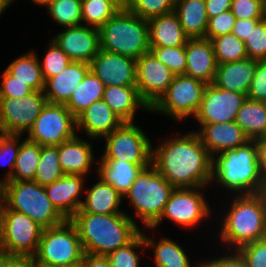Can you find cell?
<instances>
[{
    "label": "cell",
    "mask_w": 266,
    "mask_h": 267,
    "mask_svg": "<svg viewBox=\"0 0 266 267\" xmlns=\"http://www.w3.org/2000/svg\"><path fill=\"white\" fill-rule=\"evenodd\" d=\"M152 148V165L174 188L207 187L212 157L196 131L173 136Z\"/></svg>",
    "instance_id": "obj_1"
},
{
    "label": "cell",
    "mask_w": 266,
    "mask_h": 267,
    "mask_svg": "<svg viewBox=\"0 0 266 267\" xmlns=\"http://www.w3.org/2000/svg\"><path fill=\"white\" fill-rule=\"evenodd\" d=\"M213 181L238 195L266 191V178L258 163L257 140L212 157Z\"/></svg>",
    "instance_id": "obj_2"
},
{
    "label": "cell",
    "mask_w": 266,
    "mask_h": 267,
    "mask_svg": "<svg viewBox=\"0 0 266 267\" xmlns=\"http://www.w3.org/2000/svg\"><path fill=\"white\" fill-rule=\"evenodd\" d=\"M76 226L84 253L107 256L131 242L141 229L126 212L121 214L75 213Z\"/></svg>",
    "instance_id": "obj_3"
},
{
    "label": "cell",
    "mask_w": 266,
    "mask_h": 267,
    "mask_svg": "<svg viewBox=\"0 0 266 267\" xmlns=\"http://www.w3.org/2000/svg\"><path fill=\"white\" fill-rule=\"evenodd\" d=\"M223 214L220 240L237 250L243 245L266 238V191L235 195ZM231 246V247H230Z\"/></svg>",
    "instance_id": "obj_4"
},
{
    "label": "cell",
    "mask_w": 266,
    "mask_h": 267,
    "mask_svg": "<svg viewBox=\"0 0 266 267\" xmlns=\"http://www.w3.org/2000/svg\"><path fill=\"white\" fill-rule=\"evenodd\" d=\"M99 40L101 50L137 60L150 51L148 20L119 10L99 29Z\"/></svg>",
    "instance_id": "obj_5"
},
{
    "label": "cell",
    "mask_w": 266,
    "mask_h": 267,
    "mask_svg": "<svg viewBox=\"0 0 266 267\" xmlns=\"http://www.w3.org/2000/svg\"><path fill=\"white\" fill-rule=\"evenodd\" d=\"M2 201V209L26 214L44 229L67 220L51 203L44 186L34 180L4 182Z\"/></svg>",
    "instance_id": "obj_6"
},
{
    "label": "cell",
    "mask_w": 266,
    "mask_h": 267,
    "mask_svg": "<svg viewBox=\"0 0 266 267\" xmlns=\"http://www.w3.org/2000/svg\"><path fill=\"white\" fill-rule=\"evenodd\" d=\"M174 189L151 164L139 174L123 198H128L137 218L148 228L160 218Z\"/></svg>",
    "instance_id": "obj_7"
},
{
    "label": "cell",
    "mask_w": 266,
    "mask_h": 267,
    "mask_svg": "<svg viewBox=\"0 0 266 267\" xmlns=\"http://www.w3.org/2000/svg\"><path fill=\"white\" fill-rule=\"evenodd\" d=\"M84 251L75 224L64 223L43 229L34 258L40 267H78Z\"/></svg>",
    "instance_id": "obj_8"
},
{
    "label": "cell",
    "mask_w": 266,
    "mask_h": 267,
    "mask_svg": "<svg viewBox=\"0 0 266 267\" xmlns=\"http://www.w3.org/2000/svg\"><path fill=\"white\" fill-rule=\"evenodd\" d=\"M43 227L26 214L1 209L0 254L7 256H34Z\"/></svg>",
    "instance_id": "obj_9"
},
{
    "label": "cell",
    "mask_w": 266,
    "mask_h": 267,
    "mask_svg": "<svg viewBox=\"0 0 266 267\" xmlns=\"http://www.w3.org/2000/svg\"><path fill=\"white\" fill-rule=\"evenodd\" d=\"M207 87L205 82L185 74L175 75L167 91L150 108V112L164 114L175 121L195 116Z\"/></svg>",
    "instance_id": "obj_10"
},
{
    "label": "cell",
    "mask_w": 266,
    "mask_h": 267,
    "mask_svg": "<svg viewBox=\"0 0 266 267\" xmlns=\"http://www.w3.org/2000/svg\"><path fill=\"white\" fill-rule=\"evenodd\" d=\"M140 128L134 122H124L111 134L103 137L106 145L99 160L152 163L153 145Z\"/></svg>",
    "instance_id": "obj_11"
},
{
    "label": "cell",
    "mask_w": 266,
    "mask_h": 267,
    "mask_svg": "<svg viewBox=\"0 0 266 267\" xmlns=\"http://www.w3.org/2000/svg\"><path fill=\"white\" fill-rule=\"evenodd\" d=\"M75 130L77 131L76 117L65 104L47 102L32 128L25 134L27 140L40 146H59L75 137Z\"/></svg>",
    "instance_id": "obj_12"
},
{
    "label": "cell",
    "mask_w": 266,
    "mask_h": 267,
    "mask_svg": "<svg viewBox=\"0 0 266 267\" xmlns=\"http://www.w3.org/2000/svg\"><path fill=\"white\" fill-rule=\"evenodd\" d=\"M204 188H175L165 205L162 215L148 229L155 230L165 219L171 220L185 229L188 227L192 229V227L195 228L200 222L208 219L212 210L209 202H206L207 199L202 194L201 190Z\"/></svg>",
    "instance_id": "obj_13"
},
{
    "label": "cell",
    "mask_w": 266,
    "mask_h": 267,
    "mask_svg": "<svg viewBox=\"0 0 266 267\" xmlns=\"http://www.w3.org/2000/svg\"><path fill=\"white\" fill-rule=\"evenodd\" d=\"M47 104L43 91L24 97H0V133L24 135Z\"/></svg>",
    "instance_id": "obj_14"
},
{
    "label": "cell",
    "mask_w": 266,
    "mask_h": 267,
    "mask_svg": "<svg viewBox=\"0 0 266 267\" xmlns=\"http://www.w3.org/2000/svg\"><path fill=\"white\" fill-rule=\"evenodd\" d=\"M247 96L207 84L199 108L193 118L201 129L205 124L227 123L236 120L237 112Z\"/></svg>",
    "instance_id": "obj_15"
},
{
    "label": "cell",
    "mask_w": 266,
    "mask_h": 267,
    "mask_svg": "<svg viewBox=\"0 0 266 267\" xmlns=\"http://www.w3.org/2000/svg\"><path fill=\"white\" fill-rule=\"evenodd\" d=\"M136 75L139 96L149 108L167 91L175 76L150 51L136 60Z\"/></svg>",
    "instance_id": "obj_16"
},
{
    "label": "cell",
    "mask_w": 266,
    "mask_h": 267,
    "mask_svg": "<svg viewBox=\"0 0 266 267\" xmlns=\"http://www.w3.org/2000/svg\"><path fill=\"white\" fill-rule=\"evenodd\" d=\"M52 40L74 62L90 64L100 50L99 29L85 24L65 27Z\"/></svg>",
    "instance_id": "obj_17"
},
{
    "label": "cell",
    "mask_w": 266,
    "mask_h": 267,
    "mask_svg": "<svg viewBox=\"0 0 266 267\" xmlns=\"http://www.w3.org/2000/svg\"><path fill=\"white\" fill-rule=\"evenodd\" d=\"M90 70L105 86H136V59L99 50L90 63Z\"/></svg>",
    "instance_id": "obj_18"
},
{
    "label": "cell",
    "mask_w": 266,
    "mask_h": 267,
    "mask_svg": "<svg viewBox=\"0 0 266 267\" xmlns=\"http://www.w3.org/2000/svg\"><path fill=\"white\" fill-rule=\"evenodd\" d=\"M85 177L64 174L59 180L44 186L51 203L66 219H71L82 206L80 197L84 191Z\"/></svg>",
    "instance_id": "obj_19"
},
{
    "label": "cell",
    "mask_w": 266,
    "mask_h": 267,
    "mask_svg": "<svg viewBox=\"0 0 266 267\" xmlns=\"http://www.w3.org/2000/svg\"><path fill=\"white\" fill-rule=\"evenodd\" d=\"M186 73L185 75L195 78L206 84H212L217 62L211 40L206 38L189 39L185 44Z\"/></svg>",
    "instance_id": "obj_20"
},
{
    "label": "cell",
    "mask_w": 266,
    "mask_h": 267,
    "mask_svg": "<svg viewBox=\"0 0 266 267\" xmlns=\"http://www.w3.org/2000/svg\"><path fill=\"white\" fill-rule=\"evenodd\" d=\"M89 71L90 64L71 61L59 74L46 79L43 93L47 102L66 104Z\"/></svg>",
    "instance_id": "obj_21"
},
{
    "label": "cell",
    "mask_w": 266,
    "mask_h": 267,
    "mask_svg": "<svg viewBox=\"0 0 266 267\" xmlns=\"http://www.w3.org/2000/svg\"><path fill=\"white\" fill-rule=\"evenodd\" d=\"M197 133L211 157L250 141L235 121L205 124Z\"/></svg>",
    "instance_id": "obj_22"
},
{
    "label": "cell",
    "mask_w": 266,
    "mask_h": 267,
    "mask_svg": "<svg viewBox=\"0 0 266 267\" xmlns=\"http://www.w3.org/2000/svg\"><path fill=\"white\" fill-rule=\"evenodd\" d=\"M76 120L77 130H84L90 139H102L124 123L103 99L94 102Z\"/></svg>",
    "instance_id": "obj_23"
},
{
    "label": "cell",
    "mask_w": 266,
    "mask_h": 267,
    "mask_svg": "<svg viewBox=\"0 0 266 267\" xmlns=\"http://www.w3.org/2000/svg\"><path fill=\"white\" fill-rule=\"evenodd\" d=\"M257 62V60L246 58L219 64L212 84L215 87L247 96L256 71Z\"/></svg>",
    "instance_id": "obj_24"
},
{
    "label": "cell",
    "mask_w": 266,
    "mask_h": 267,
    "mask_svg": "<svg viewBox=\"0 0 266 267\" xmlns=\"http://www.w3.org/2000/svg\"><path fill=\"white\" fill-rule=\"evenodd\" d=\"M75 137L58 146L60 167L64 174L87 175L94 160L93 146L86 140Z\"/></svg>",
    "instance_id": "obj_25"
},
{
    "label": "cell",
    "mask_w": 266,
    "mask_h": 267,
    "mask_svg": "<svg viewBox=\"0 0 266 267\" xmlns=\"http://www.w3.org/2000/svg\"><path fill=\"white\" fill-rule=\"evenodd\" d=\"M150 47L185 46L190 39L173 11L148 19Z\"/></svg>",
    "instance_id": "obj_26"
},
{
    "label": "cell",
    "mask_w": 266,
    "mask_h": 267,
    "mask_svg": "<svg viewBox=\"0 0 266 267\" xmlns=\"http://www.w3.org/2000/svg\"><path fill=\"white\" fill-rule=\"evenodd\" d=\"M97 183L90 189H85L86 197L81 208L76 213L121 214L123 196L109 183L98 176Z\"/></svg>",
    "instance_id": "obj_27"
},
{
    "label": "cell",
    "mask_w": 266,
    "mask_h": 267,
    "mask_svg": "<svg viewBox=\"0 0 266 267\" xmlns=\"http://www.w3.org/2000/svg\"><path fill=\"white\" fill-rule=\"evenodd\" d=\"M97 175L112 185L123 197L139 174L152 163H129L121 160H99Z\"/></svg>",
    "instance_id": "obj_28"
},
{
    "label": "cell",
    "mask_w": 266,
    "mask_h": 267,
    "mask_svg": "<svg viewBox=\"0 0 266 267\" xmlns=\"http://www.w3.org/2000/svg\"><path fill=\"white\" fill-rule=\"evenodd\" d=\"M103 100L124 122H134L137 109L150 111L136 86H105Z\"/></svg>",
    "instance_id": "obj_29"
},
{
    "label": "cell",
    "mask_w": 266,
    "mask_h": 267,
    "mask_svg": "<svg viewBox=\"0 0 266 267\" xmlns=\"http://www.w3.org/2000/svg\"><path fill=\"white\" fill-rule=\"evenodd\" d=\"M174 12L190 39L205 38L208 17L204 0H176Z\"/></svg>",
    "instance_id": "obj_30"
},
{
    "label": "cell",
    "mask_w": 266,
    "mask_h": 267,
    "mask_svg": "<svg viewBox=\"0 0 266 267\" xmlns=\"http://www.w3.org/2000/svg\"><path fill=\"white\" fill-rule=\"evenodd\" d=\"M235 122L250 140L266 137V102L246 98L237 112Z\"/></svg>",
    "instance_id": "obj_31"
},
{
    "label": "cell",
    "mask_w": 266,
    "mask_h": 267,
    "mask_svg": "<svg viewBox=\"0 0 266 267\" xmlns=\"http://www.w3.org/2000/svg\"><path fill=\"white\" fill-rule=\"evenodd\" d=\"M144 241L146 248H151L154 252L156 267H192L183 247L174 240L164 236V238L155 241L144 234Z\"/></svg>",
    "instance_id": "obj_32"
},
{
    "label": "cell",
    "mask_w": 266,
    "mask_h": 267,
    "mask_svg": "<svg viewBox=\"0 0 266 267\" xmlns=\"http://www.w3.org/2000/svg\"><path fill=\"white\" fill-rule=\"evenodd\" d=\"M104 83L90 70L79 83L65 106L77 118L97 100L103 99Z\"/></svg>",
    "instance_id": "obj_33"
},
{
    "label": "cell",
    "mask_w": 266,
    "mask_h": 267,
    "mask_svg": "<svg viewBox=\"0 0 266 267\" xmlns=\"http://www.w3.org/2000/svg\"><path fill=\"white\" fill-rule=\"evenodd\" d=\"M37 55L33 51L21 55L13 60L6 70L33 91H43L45 79Z\"/></svg>",
    "instance_id": "obj_34"
},
{
    "label": "cell",
    "mask_w": 266,
    "mask_h": 267,
    "mask_svg": "<svg viewBox=\"0 0 266 267\" xmlns=\"http://www.w3.org/2000/svg\"><path fill=\"white\" fill-rule=\"evenodd\" d=\"M125 8L126 1L82 0V23L100 29L119 10Z\"/></svg>",
    "instance_id": "obj_35"
},
{
    "label": "cell",
    "mask_w": 266,
    "mask_h": 267,
    "mask_svg": "<svg viewBox=\"0 0 266 267\" xmlns=\"http://www.w3.org/2000/svg\"><path fill=\"white\" fill-rule=\"evenodd\" d=\"M40 154L41 146L25 138L16 158L13 175L8 181L34 180Z\"/></svg>",
    "instance_id": "obj_36"
},
{
    "label": "cell",
    "mask_w": 266,
    "mask_h": 267,
    "mask_svg": "<svg viewBox=\"0 0 266 267\" xmlns=\"http://www.w3.org/2000/svg\"><path fill=\"white\" fill-rule=\"evenodd\" d=\"M64 175L58 156V146H41V154L36 168L34 181L46 186Z\"/></svg>",
    "instance_id": "obj_37"
},
{
    "label": "cell",
    "mask_w": 266,
    "mask_h": 267,
    "mask_svg": "<svg viewBox=\"0 0 266 267\" xmlns=\"http://www.w3.org/2000/svg\"><path fill=\"white\" fill-rule=\"evenodd\" d=\"M217 65L248 58L244 41L234 34H225L211 39Z\"/></svg>",
    "instance_id": "obj_38"
},
{
    "label": "cell",
    "mask_w": 266,
    "mask_h": 267,
    "mask_svg": "<svg viewBox=\"0 0 266 267\" xmlns=\"http://www.w3.org/2000/svg\"><path fill=\"white\" fill-rule=\"evenodd\" d=\"M46 9L63 28L82 24V0H52Z\"/></svg>",
    "instance_id": "obj_39"
},
{
    "label": "cell",
    "mask_w": 266,
    "mask_h": 267,
    "mask_svg": "<svg viewBox=\"0 0 266 267\" xmlns=\"http://www.w3.org/2000/svg\"><path fill=\"white\" fill-rule=\"evenodd\" d=\"M138 248V249H137ZM142 249L145 253L146 244L144 241V232H140L131 242L125 246L119 247L107 255L111 267H140V256L138 251Z\"/></svg>",
    "instance_id": "obj_40"
},
{
    "label": "cell",
    "mask_w": 266,
    "mask_h": 267,
    "mask_svg": "<svg viewBox=\"0 0 266 267\" xmlns=\"http://www.w3.org/2000/svg\"><path fill=\"white\" fill-rule=\"evenodd\" d=\"M150 52L175 75L186 73L185 46L178 47H150Z\"/></svg>",
    "instance_id": "obj_41"
},
{
    "label": "cell",
    "mask_w": 266,
    "mask_h": 267,
    "mask_svg": "<svg viewBox=\"0 0 266 267\" xmlns=\"http://www.w3.org/2000/svg\"><path fill=\"white\" fill-rule=\"evenodd\" d=\"M175 2L176 0H133L127 8L135 15L148 20L173 12Z\"/></svg>",
    "instance_id": "obj_42"
},
{
    "label": "cell",
    "mask_w": 266,
    "mask_h": 267,
    "mask_svg": "<svg viewBox=\"0 0 266 267\" xmlns=\"http://www.w3.org/2000/svg\"><path fill=\"white\" fill-rule=\"evenodd\" d=\"M23 135L0 133V166L8 165L9 169L2 179L3 183L8 181L15 167L22 142L19 140Z\"/></svg>",
    "instance_id": "obj_43"
},
{
    "label": "cell",
    "mask_w": 266,
    "mask_h": 267,
    "mask_svg": "<svg viewBox=\"0 0 266 267\" xmlns=\"http://www.w3.org/2000/svg\"><path fill=\"white\" fill-rule=\"evenodd\" d=\"M48 48L43 61L39 59L45 80L59 74L71 62L65 52L53 40L50 41Z\"/></svg>",
    "instance_id": "obj_44"
},
{
    "label": "cell",
    "mask_w": 266,
    "mask_h": 267,
    "mask_svg": "<svg viewBox=\"0 0 266 267\" xmlns=\"http://www.w3.org/2000/svg\"><path fill=\"white\" fill-rule=\"evenodd\" d=\"M244 43L248 58L257 61L266 60V17L252 28Z\"/></svg>",
    "instance_id": "obj_45"
},
{
    "label": "cell",
    "mask_w": 266,
    "mask_h": 267,
    "mask_svg": "<svg viewBox=\"0 0 266 267\" xmlns=\"http://www.w3.org/2000/svg\"><path fill=\"white\" fill-rule=\"evenodd\" d=\"M231 12L236 19L265 18V0H232Z\"/></svg>",
    "instance_id": "obj_46"
},
{
    "label": "cell",
    "mask_w": 266,
    "mask_h": 267,
    "mask_svg": "<svg viewBox=\"0 0 266 267\" xmlns=\"http://www.w3.org/2000/svg\"><path fill=\"white\" fill-rule=\"evenodd\" d=\"M236 251L247 267H266V238L243 245Z\"/></svg>",
    "instance_id": "obj_47"
},
{
    "label": "cell",
    "mask_w": 266,
    "mask_h": 267,
    "mask_svg": "<svg viewBox=\"0 0 266 267\" xmlns=\"http://www.w3.org/2000/svg\"><path fill=\"white\" fill-rule=\"evenodd\" d=\"M235 22L236 17L231 10L223 12L216 17L209 18L205 38L211 40L225 34H230Z\"/></svg>",
    "instance_id": "obj_48"
},
{
    "label": "cell",
    "mask_w": 266,
    "mask_h": 267,
    "mask_svg": "<svg viewBox=\"0 0 266 267\" xmlns=\"http://www.w3.org/2000/svg\"><path fill=\"white\" fill-rule=\"evenodd\" d=\"M0 97H24L33 92L26 83L17 80L6 69L1 74Z\"/></svg>",
    "instance_id": "obj_49"
},
{
    "label": "cell",
    "mask_w": 266,
    "mask_h": 267,
    "mask_svg": "<svg viewBox=\"0 0 266 267\" xmlns=\"http://www.w3.org/2000/svg\"><path fill=\"white\" fill-rule=\"evenodd\" d=\"M247 98L252 101L266 102V60L257 62Z\"/></svg>",
    "instance_id": "obj_50"
},
{
    "label": "cell",
    "mask_w": 266,
    "mask_h": 267,
    "mask_svg": "<svg viewBox=\"0 0 266 267\" xmlns=\"http://www.w3.org/2000/svg\"><path fill=\"white\" fill-rule=\"evenodd\" d=\"M200 264L203 267H247L246 263L244 262L243 258L240 256V254L236 250H232L230 255H223L222 257H219L215 259L200 262Z\"/></svg>",
    "instance_id": "obj_51"
},
{
    "label": "cell",
    "mask_w": 266,
    "mask_h": 267,
    "mask_svg": "<svg viewBox=\"0 0 266 267\" xmlns=\"http://www.w3.org/2000/svg\"><path fill=\"white\" fill-rule=\"evenodd\" d=\"M0 267H40L34 256H7L0 254Z\"/></svg>",
    "instance_id": "obj_52"
},
{
    "label": "cell",
    "mask_w": 266,
    "mask_h": 267,
    "mask_svg": "<svg viewBox=\"0 0 266 267\" xmlns=\"http://www.w3.org/2000/svg\"><path fill=\"white\" fill-rule=\"evenodd\" d=\"M263 18H251V19H236V22L232 29V34L237 36L240 40L244 41L251 33L252 28L262 20Z\"/></svg>",
    "instance_id": "obj_53"
},
{
    "label": "cell",
    "mask_w": 266,
    "mask_h": 267,
    "mask_svg": "<svg viewBox=\"0 0 266 267\" xmlns=\"http://www.w3.org/2000/svg\"><path fill=\"white\" fill-rule=\"evenodd\" d=\"M207 17L213 18L231 9L232 0H204Z\"/></svg>",
    "instance_id": "obj_54"
},
{
    "label": "cell",
    "mask_w": 266,
    "mask_h": 267,
    "mask_svg": "<svg viewBox=\"0 0 266 267\" xmlns=\"http://www.w3.org/2000/svg\"><path fill=\"white\" fill-rule=\"evenodd\" d=\"M79 267H111L107 256L84 253Z\"/></svg>",
    "instance_id": "obj_55"
},
{
    "label": "cell",
    "mask_w": 266,
    "mask_h": 267,
    "mask_svg": "<svg viewBox=\"0 0 266 267\" xmlns=\"http://www.w3.org/2000/svg\"><path fill=\"white\" fill-rule=\"evenodd\" d=\"M258 163L266 178V137L257 140Z\"/></svg>",
    "instance_id": "obj_56"
},
{
    "label": "cell",
    "mask_w": 266,
    "mask_h": 267,
    "mask_svg": "<svg viewBox=\"0 0 266 267\" xmlns=\"http://www.w3.org/2000/svg\"><path fill=\"white\" fill-rule=\"evenodd\" d=\"M10 7V3L7 0H0V15Z\"/></svg>",
    "instance_id": "obj_57"
},
{
    "label": "cell",
    "mask_w": 266,
    "mask_h": 267,
    "mask_svg": "<svg viewBox=\"0 0 266 267\" xmlns=\"http://www.w3.org/2000/svg\"><path fill=\"white\" fill-rule=\"evenodd\" d=\"M32 1L38 6L41 5L43 7H46L52 0H32Z\"/></svg>",
    "instance_id": "obj_58"
},
{
    "label": "cell",
    "mask_w": 266,
    "mask_h": 267,
    "mask_svg": "<svg viewBox=\"0 0 266 267\" xmlns=\"http://www.w3.org/2000/svg\"><path fill=\"white\" fill-rule=\"evenodd\" d=\"M2 197H3V181L0 180V203H3Z\"/></svg>",
    "instance_id": "obj_59"
},
{
    "label": "cell",
    "mask_w": 266,
    "mask_h": 267,
    "mask_svg": "<svg viewBox=\"0 0 266 267\" xmlns=\"http://www.w3.org/2000/svg\"><path fill=\"white\" fill-rule=\"evenodd\" d=\"M133 0H126L127 6L132 2Z\"/></svg>",
    "instance_id": "obj_60"
},
{
    "label": "cell",
    "mask_w": 266,
    "mask_h": 267,
    "mask_svg": "<svg viewBox=\"0 0 266 267\" xmlns=\"http://www.w3.org/2000/svg\"><path fill=\"white\" fill-rule=\"evenodd\" d=\"M3 203H0V216H1V209H2Z\"/></svg>",
    "instance_id": "obj_61"
},
{
    "label": "cell",
    "mask_w": 266,
    "mask_h": 267,
    "mask_svg": "<svg viewBox=\"0 0 266 267\" xmlns=\"http://www.w3.org/2000/svg\"><path fill=\"white\" fill-rule=\"evenodd\" d=\"M106 1H126V0H106Z\"/></svg>",
    "instance_id": "obj_62"
},
{
    "label": "cell",
    "mask_w": 266,
    "mask_h": 267,
    "mask_svg": "<svg viewBox=\"0 0 266 267\" xmlns=\"http://www.w3.org/2000/svg\"><path fill=\"white\" fill-rule=\"evenodd\" d=\"M7 1L12 5L14 0H7Z\"/></svg>",
    "instance_id": "obj_63"
}]
</instances>
